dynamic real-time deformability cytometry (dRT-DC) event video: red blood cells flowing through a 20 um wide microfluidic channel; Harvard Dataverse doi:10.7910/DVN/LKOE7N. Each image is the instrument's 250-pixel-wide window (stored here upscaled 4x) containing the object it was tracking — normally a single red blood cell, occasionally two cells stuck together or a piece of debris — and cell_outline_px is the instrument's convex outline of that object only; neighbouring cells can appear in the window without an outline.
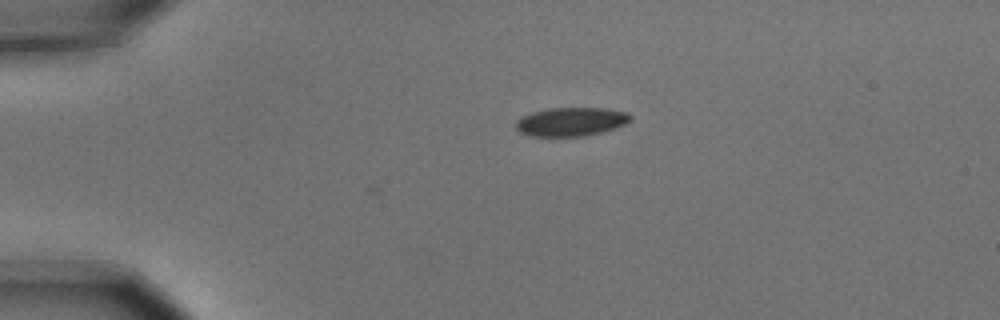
{"species": "common noctule bat (a hibernating species)", "species_latin": "Nyctalus noctula", "temperature_condition": "cold", "stored_images_in_passage": 3, "camera_frame_rate_fps": 3000, "um_per_image_px": 0.085, "animal": {"sex": "male", "body_mass_g": 15.6}, "frame": {"image": 1, "passage_image": 3, "time_ms": 0.667, "image_size_px": [1000, 320], "cell_outline_px": [[632, 116], [624, 124], [616, 128], [584, 136], [532, 136], [520, 132], [516, 128], [516, 120], [520, 116], [532, 112], [548, 108], [604, 108], [628, 112]], "centroid_in_image_um": [48.51, 10.34], "position_along_channel_um": 36.5, "area_um2": 19.13}}